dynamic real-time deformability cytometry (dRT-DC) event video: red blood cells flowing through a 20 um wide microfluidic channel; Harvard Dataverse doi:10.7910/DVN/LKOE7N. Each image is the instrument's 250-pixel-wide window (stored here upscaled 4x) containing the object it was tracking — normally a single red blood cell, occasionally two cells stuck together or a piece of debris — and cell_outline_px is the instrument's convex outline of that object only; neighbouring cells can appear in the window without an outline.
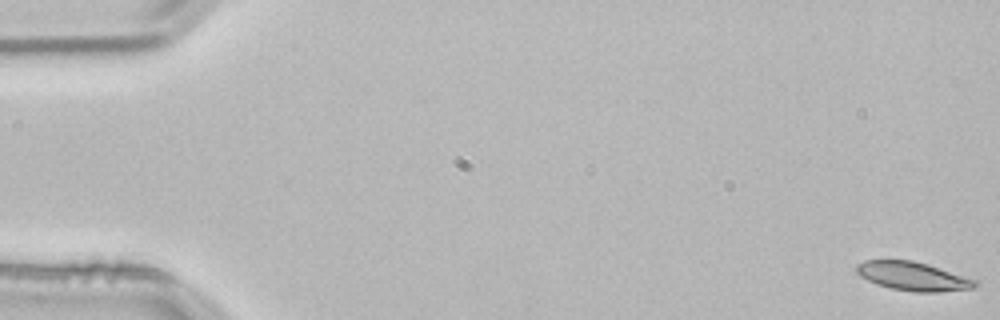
{"species": "common noctule bat (a hibernating species)", "species_latin": "Nyctalus noctula", "temperature_condition": "room temperature", "stored_images_in_passage": 55, "camera_frame_rate_fps": 3000, "um_per_image_px": 0.085, "animal": {"sex": "male", "body_mass_g": 21.5, "forearm_length_mm": 52.0}, "frame": {"image": 1, "passage_image": 1, "time_ms": 0.0, "image_size_px": [1000, 320], "cell_outline_px": [[976, 288], [936, 292], [912, 292], [892, 288], [876, 284], [860, 276], [856, 272], [856, 264], [864, 260], [912, 260], [928, 264], [976, 280]], "centroid_in_image_um": [77.57, 23.48], "position_along_channel_um": 7.4, "area_um2": 19.77}}
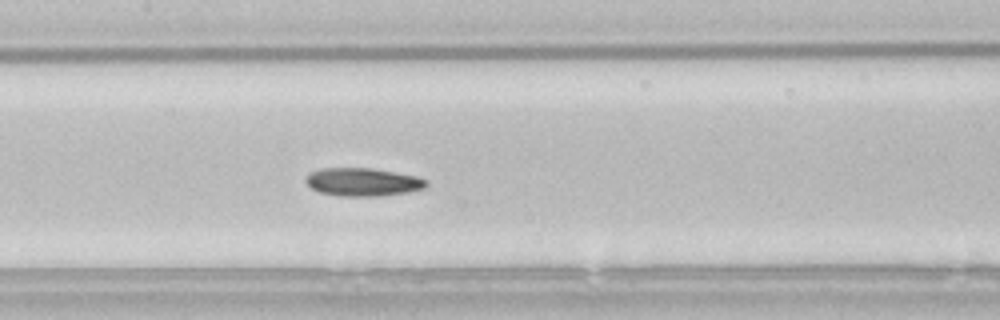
{"frame": {"image": 2, "passage_image": 26, "time_ms": 8.333, "image_size_px": [1000, 320], "cell_outline_px": [[428, 184], [424, 188], [408, 192], [384, 196], [340, 196], [320, 192], [312, 188], [304, 180], [308, 172], [320, 168], [372, 168], [416, 176], [428, 180]], "centroid_in_image_um": [30.83, 15.47], "position_along_channel_um": 176.6, "area_um2": 19.88}}
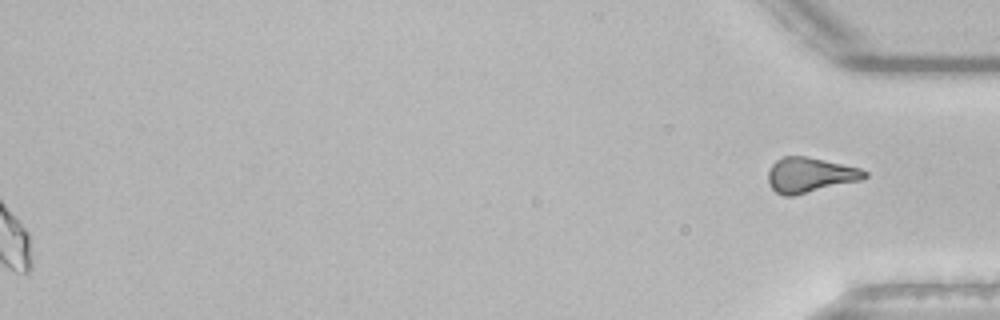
{"frame": {"image": 3, "passage_image": 55, "time_ms": 18.0, "image_size_px": [1000, 320], "cell_outline_px": [[868, 176], [860, 180], [792, 196], [784, 196], [776, 192], [768, 184], [768, 168], [776, 160], [784, 156], [804, 156], [860, 168], [868, 172]], "centroid_in_image_um": [68.81, 14.87], "position_along_channel_um": 366.4, "area_um2": 19.54}, "authors_computed_cell_mechanics": {"area_um2": 19.8254, "velocity_mm_per_s": 3.8074, "shape_relaxation_time_tau1_ms": null, "shape_relaxation_time_tau2_ms": 6.1228, "deformation_change_tau1": null, "deformation_change_tau2": 0.1211}}